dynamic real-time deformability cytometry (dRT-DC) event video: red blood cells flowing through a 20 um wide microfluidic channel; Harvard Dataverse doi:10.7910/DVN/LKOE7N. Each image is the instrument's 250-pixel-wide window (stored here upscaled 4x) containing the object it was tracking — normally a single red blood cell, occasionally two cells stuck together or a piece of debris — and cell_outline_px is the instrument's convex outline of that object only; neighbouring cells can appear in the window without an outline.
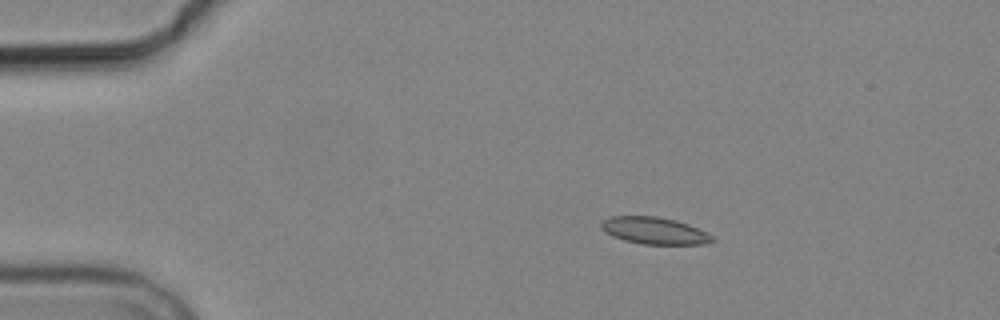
{"species": "common noctule bat (a hibernating species)", "species_latin": "Nyctalus noctula", "temperature_condition": "cold", "stored_images_in_passage": 3, "camera_frame_rate_fps": 3000, "um_per_image_px": 0.085, "animal": {"sex": "male", "body_mass_g": 19.2, "forearm_length_mm": 51.8}, "frame": {"image": 1, "passage_image": 2, "time_ms": 1.333, "image_size_px": [1000, 320], "cell_outline_px": [[716, 240], [704, 244], [644, 244], [624, 240], [612, 236], [604, 232], [600, 228], [600, 220], [608, 216], [656, 216], [676, 220], [688, 224], [708, 232]], "centroid_in_image_um": [55.58, 19.59], "position_along_channel_um": 29.4, "area_um2": 17.69}}